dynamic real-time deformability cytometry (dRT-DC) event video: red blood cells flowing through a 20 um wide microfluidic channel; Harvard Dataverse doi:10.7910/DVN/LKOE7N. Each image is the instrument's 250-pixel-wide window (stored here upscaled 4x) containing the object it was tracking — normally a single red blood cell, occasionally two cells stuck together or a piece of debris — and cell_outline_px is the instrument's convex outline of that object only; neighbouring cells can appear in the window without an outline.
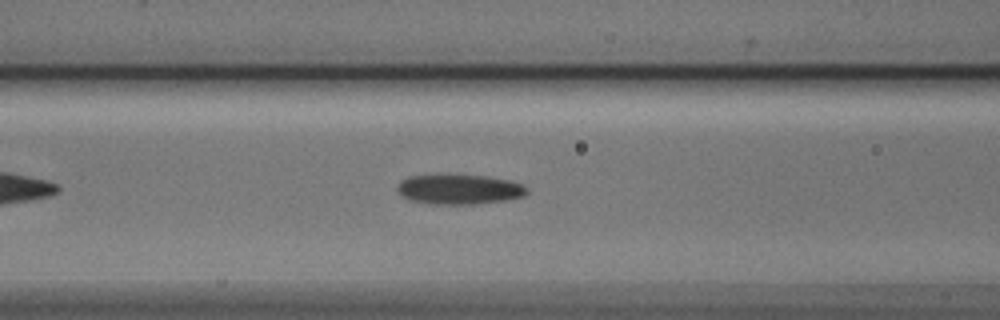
{"species": "Egyptian fruit bat (a non-hibernating species)", "species_latin": "Rousettus aegyptiacus", "temperature_condition": "cold", "stored_images_in_passage": 42, "camera_frame_rate_fps": 3000, "um_per_image_px": 0.085, "animal": {"sex": "male"}, "frame": {"image": 1, "passage_image": 10, "time_ms": 3.0, "image_size_px": [1000, 320], "cell_outline_px": [[528, 192], [524, 196], [504, 200], [472, 204], [436, 204], [408, 200], [400, 196], [396, 188], [400, 180], [408, 176], [444, 172], [448, 172], [488, 176], [508, 180], [520, 184], [528, 188]], "centroid_in_image_um": [38.95, 16.04], "position_along_channel_um": 127.7, "area_um2": 23.47}}
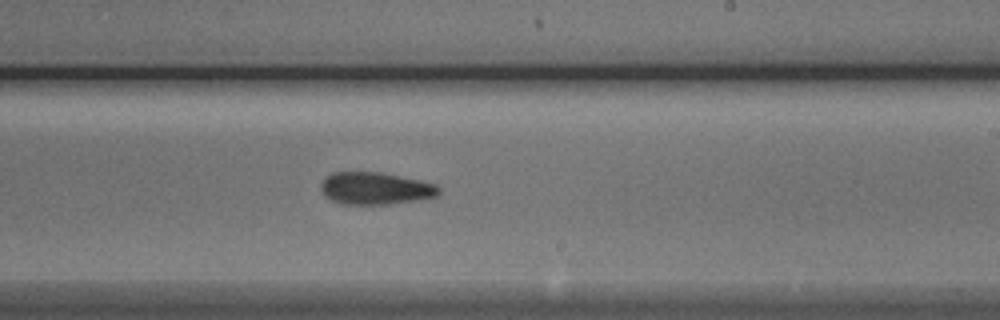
{"frame": {"image": 2, "passage_image": 20, "time_ms": 6.333, "image_size_px": [1000, 320], "cell_outline_px": [[440, 196], [420, 200], [388, 204], [344, 204], [332, 200], [324, 196], [320, 188], [320, 184], [324, 176], [332, 172], [380, 172], [420, 180], [436, 184], [440, 188]], "centroid_in_image_um": [31.91, 16.01], "position_along_channel_um": 257.1, "area_um2": 22.48}}
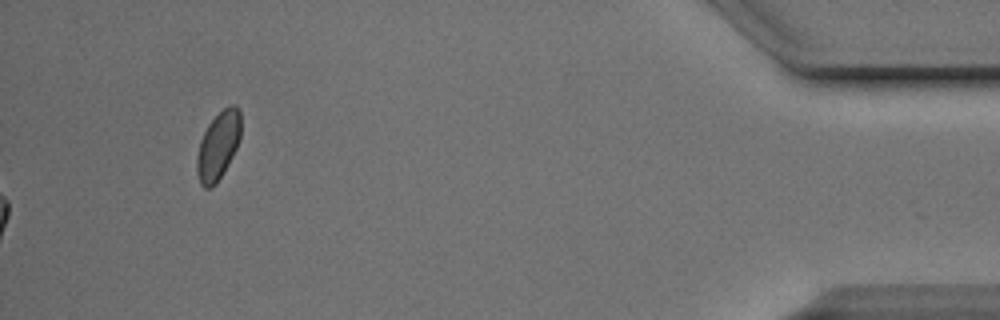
{"frame": {"image": 3, "passage_image": 42, "time_ms": 13.667, "image_size_px": [1000, 320], "cell_outline_px": [[240, 136], [236, 148], [232, 156], [216, 184], [208, 188], [204, 188], [200, 184], [196, 172], [196, 160], [200, 140], [208, 124], [228, 104], [236, 104], [240, 112]], "centroid_in_image_um": [18.53, 12.37], "position_along_channel_um": 416.7, "area_um2": 17.28}, "authors_computed_cell_mechanics": {"area_um2": 21.8195, "velocity_mm_per_s": 3.891, "shape_relaxation_time_tau1_ms": 3.8014, "shape_relaxation_time_tau2_ms": 7.3343, "deformation_change_tau1": 0.1122, "deformation_change_tau2": 0.1621}}